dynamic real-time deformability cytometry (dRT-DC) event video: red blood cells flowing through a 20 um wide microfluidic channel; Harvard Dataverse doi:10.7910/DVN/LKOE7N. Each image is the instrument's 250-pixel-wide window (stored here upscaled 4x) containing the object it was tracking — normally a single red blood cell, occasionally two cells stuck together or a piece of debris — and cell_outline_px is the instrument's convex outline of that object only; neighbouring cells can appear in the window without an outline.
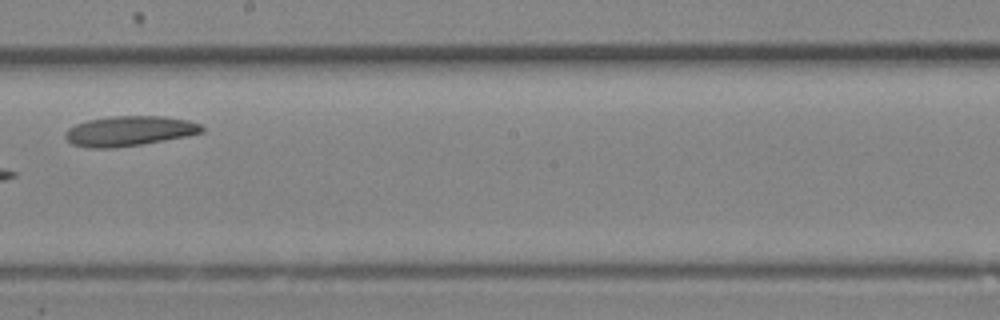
{"species": "Egyptian fruit bat (a non-hibernating species)", "species_latin": "Rousettus aegyptiacus", "temperature_condition": "room temperature", "stored_images_in_passage": 21, "camera_frame_rate_fps": 3000, "um_per_image_px": 0.085, "animal": {"sex": "female"}, "frame": {"image": 1, "passage_image": 12, "time_ms": 3.667, "image_size_px": [1000, 320], "cell_outline_px": [[204, 132], [188, 136], [140, 144], [112, 148], [88, 148], [72, 144], [64, 136], [64, 132], [68, 128], [76, 124], [88, 120], [108, 116], [164, 116], [188, 120], [200, 124], [204, 128]], "centroid_in_image_um": [10.98, 11.13], "position_along_channel_um": 237.2, "area_um2": 23.93}}